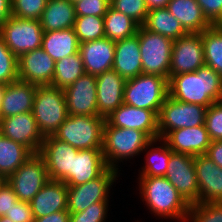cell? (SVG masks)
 Segmentation results:
<instances>
[{"label":"cell","mask_w":222,"mask_h":222,"mask_svg":"<svg viewBox=\"0 0 222 222\" xmlns=\"http://www.w3.org/2000/svg\"><path fill=\"white\" fill-rule=\"evenodd\" d=\"M173 152L191 156L206 154L211 139L205 125L176 129L162 138Z\"/></svg>","instance_id":"21"},{"label":"cell","mask_w":222,"mask_h":222,"mask_svg":"<svg viewBox=\"0 0 222 222\" xmlns=\"http://www.w3.org/2000/svg\"><path fill=\"white\" fill-rule=\"evenodd\" d=\"M74 5L76 16L104 17L110 6V0H80Z\"/></svg>","instance_id":"43"},{"label":"cell","mask_w":222,"mask_h":222,"mask_svg":"<svg viewBox=\"0 0 222 222\" xmlns=\"http://www.w3.org/2000/svg\"><path fill=\"white\" fill-rule=\"evenodd\" d=\"M169 96L178 101L209 107L222 101V76L204 65L197 71L169 75Z\"/></svg>","instance_id":"1"},{"label":"cell","mask_w":222,"mask_h":222,"mask_svg":"<svg viewBox=\"0 0 222 222\" xmlns=\"http://www.w3.org/2000/svg\"><path fill=\"white\" fill-rule=\"evenodd\" d=\"M206 110L203 105L184 103L168 95L158 114V138L176 129L205 125Z\"/></svg>","instance_id":"9"},{"label":"cell","mask_w":222,"mask_h":222,"mask_svg":"<svg viewBox=\"0 0 222 222\" xmlns=\"http://www.w3.org/2000/svg\"><path fill=\"white\" fill-rule=\"evenodd\" d=\"M170 0H145L148 10L167 7Z\"/></svg>","instance_id":"50"},{"label":"cell","mask_w":222,"mask_h":222,"mask_svg":"<svg viewBox=\"0 0 222 222\" xmlns=\"http://www.w3.org/2000/svg\"><path fill=\"white\" fill-rule=\"evenodd\" d=\"M164 177L190 205L199 203V188L194 167V156L172 151Z\"/></svg>","instance_id":"12"},{"label":"cell","mask_w":222,"mask_h":222,"mask_svg":"<svg viewBox=\"0 0 222 222\" xmlns=\"http://www.w3.org/2000/svg\"><path fill=\"white\" fill-rule=\"evenodd\" d=\"M143 26L149 31L158 33L173 41L188 34L182 24L169 13L166 7L149 10Z\"/></svg>","instance_id":"31"},{"label":"cell","mask_w":222,"mask_h":222,"mask_svg":"<svg viewBox=\"0 0 222 222\" xmlns=\"http://www.w3.org/2000/svg\"><path fill=\"white\" fill-rule=\"evenodd\" d=\"M205 126L211 141L222 140V101H217L207 108Z\"/></svg>","instance_id":"42"},{"label":"cell","mask_w":222,"mask_h":222,"mask_svg":"<svg viewBox=\"0 0 222 222\" xmlns=\"http://www.w3.org/2000/svg\"><path fill=\"white\" fill-rule=\"evenodd\" d=\"M211 25H222V0H196Z\"/></svg>","instance_id":"44"},{"label":"cell","mask_w":222,"mask_h":222,"mask_svg":"<svg viewBox=\"0 0 222 222\" xmlns=\"http://www.w3.org/2000/svg\"><path fill=\"white\" fill-rule=\"evenodd\" d=\"M112 69L125 80L142 74V61L137 33L115 42V56Z\"/></svg>","instance_id":"26"},{"label":"cell","mask_w":222,"mask_h":222,"mask_svg":"<svg viewBox=\"0 0 222 222\" xmlns=\"http://www.w3.org/2000/svg\"><path fill=\"white\" fill-rule=\"evenodd\" d=\"M55 62L79 52L73 28L44 32L41 47Z\"/></svg>","instance_id":"30"},{"label":"cell","mask_w":222,"mask_h":222,"mask_svg":"<svg viewBox=\"0 0 222 222\" xmlns=\"http://www.w3.org/2000/svg\"><path fill=\"white\" fill-rule=\"evenodd\" d=\"M0 133L27 147L33 154L39 153L44 141L32 112L21 113L0 120Z\"/></svg>","instance_id":"16"},{"label":"cell","mask_w":222,"mask_h":222,"mask_svg":"<svg viewBox=\"0 0 222 222\" xmlns=\"http://www.w3.org/2000/svg\"><path fill=\"white\" fill-rule=\"evenodd\" d=\"M68 186L57 180H49L30 201L34 218L67 210Z\"/></svg>","instance_id":"24"},{"label":"cell","mask_w":222,"mask_h":222,"mask_svg":"<svg viewBox=\"0 0 222 222\" xmlns=\"http://www.w3.org/2000/svg\"><path fill=\"white\" fill-rule=\"evenodd\" d=\"M151 140L143 131L118 128L105 121L102 152L107 167L121 171L119 164L129 163L133 158L136 159L135 156L138 158Z\"/></svg>","instance_id":"3"},{"label":"cell","mask_w":222,"mask_h":222,"mask_svg":"<svg viewBox=\"0 0 222 222\" xmlns=\"http://www.w3.org/2000/svg\"><path fill=\"white\" fill-rule=\"evenodd\" d=\"M12 16L40 20L47 0H11Z\"/></svg>","instance_id":"40"},{"label":"cell","mask_w":222,"mask_h":222,"mask_svg":"<svg viewBox=\"0 0 222 222\" xmlns=\"http://www.w3.org/2000/svg\"><path fill=\"white\" fill-rule=\"evenodd\" d=\"M85 74L81 54L75 53L55 62L51 86L64 89Z\"/></svg>","instance_id":"33"},{"label":"cell","mask_w":222,"mask_h":222,"mask_svg":"<svg viewBox=\"0 0 222 222\" xmlns=\"http://www.w3.org/2000/svg\"><path fill=\"white\" fill-rule=\"evenodd\" d=\"M199 203H222V168L205 154L194 157Z\"/></svg>","instance_id":"19"},{"label":"cell","mask_w":222,"mask_h":222,"mask_svg":"<svg viewBox=\"0 0 222 222\" xmlns=\"http://www.w3.org/2000/svg\"><path fill=\"white\" fill-rule=\"evenodd\" d=\"M73 4L80 0H70Z\"/></svg>","instance_id":"54"},{"label":"cell","mask_w":222,"mask_h":222,"mask_svg":"<svg viewBox=\"0 0 222 222\" xmlns=\"http://www.w3.org/2000/svg\"><path fill=\"white\" fill-rule=\"evenodd\" d=\"M166 8L188 33H202L211 26L196 0H170Z\"/></svg>","instance_id":"27"},{"label":"cell","mask_w":222,"mask_h":222,"mask_svg":"<svg viewBox=\"0 0 222 222\" xmlns=\"http://www.w3.org/2000/svg\"><path fill=\"white\" fill-rule=\"evenodd\" d=\"M12 16V1L0 0V26Z\"/></svg>","instance_id":"49"},{"label":"cell","mask_w":222,"mask_h":222,"mask_svg":"<svg viewBox=\"0 0 222 222\" xmlns=\"http://www.w3.org/2000/svg\"><path fill=\"white\" fill-rule=\"evenodd\" d=\"M49 180L45 161L38 153L6 179L18 199L25 202H30Z\"/></svg>","instance_id":"11"},{"label":"cell","mask_w":222,"mask_h":222,"mask_svg":"<svg viewBox=\"0 0 222 222\" xmlns=\"http://www.w3.org/2000/svg\"><path fill=\"white\" fill-rule=\"evenodd\" d=\"M109 202H96L89 205L84 211L70 213L69 222H106L108 221Z\"/></svg>","instance_id":"41"},{"label":"cell","mask_w":222,"mask_h":222,"mask_svg":"<svg viewBox=\"0 0 222 222\" xmlns=\"http://www.w3.org/2000/svg\"><path fill=\"white\" fill-rule=\"evenodd\" d=\"M142 61V73L157 75L169 80L173 40L146 29L137 30Z\"/></svg>","instance_id":"7"},{"label":"cell","mask_w":222,"mask_h":222,"mask_svg":"<svg viewBox=\"0 0 222 222\" xmlns=\"http://www.w3.org/2000/svg\"><path fill=\"white\" fill-rule=\"evenodd\" d=\"M7 217L13 222H33L34 217L31 210L30 202L20 201L13 202V207L6 213Z\"/></svg>","instance_id":"45"},{"label":"cell","mask_w":222,"mask_h":222,"mask_svg":"<svg viewBox=\"0 0 222 222\" xmlns=\"http://www.w3.org/2000/svg\"><path fill=\"white\" fill-rule=\"evenodd\" d=\"M205 155L222 168V140L211 141Z\"/></svg>","instance_id":"47"},{"label":"cell","mask_w":222,"mask_h":222,"mask_svg":"<svg viewBox=\"0 0 222 222\" xmlns=\"http://www.w3.org/2000/svg\"><path fill=\"white\" fill-rule=\"evenodd\" d=\"M126 80L114 69L96 76L98 115L107 119L108 116L123 104Z\"/></svg>","instance_id":"20"},{"label":"cell","mask_w":222,"mask_h":222,"mask_svg":"<svg viewBox=\"0 0 222 222\" xmlns=\"http://www.w3.org/2000/svg\"><path fill=\"white\" fill-rule=\"evenodd\" d=\"M5 86H6V84H3L0 82V102H1L4 90H5Z\"/></svg>","instance_id":"51"},{"label":"cell","mask_w":222,"mask_h":222,"mask_svg":"<svg viewBox=\"0 0 222 222\" xmlns=\"http://www.w3.org/2000/svg\"><path fill=\"white\" fill-rule=\"evenodd\" d=\"M105 37L111 41H119L137 33L139 25L127 15L109 6L105 16Z\"/></svg>","instance_id":"34"},{"label":"cell","mask_w":222,"mask_h":222,"mask_svg":"<svg viewBox=\"0 0 222 222\" xmlns=\"http://www.w3.org/2000/svg\"><path fill=\"white\" fill-rule=\"evenodd\" d=\"M107 165L102 149L78 150L73 156L72 177L65 183L67 186H77L99 177Z\"/></svg>","instance_id":"25"},{"label":"cell","mask_w":222,"mask_h":222,"mask_svg":"<svg viewBox=\"0 0 222 222\" xmlns=\"http://www.w3.org/2000/svg\"><path fill=\"white\" fill-rule=\"evenodd\" d=\"M110 6L130 17L139 26L145 23L149 12L145 0H110Z\"/></svg>","instance_id":"39"},{"label":"cell","mask_w":222,"mask_h":222,"mask_svg":"<svg viewBox=\"0 0 222 222\" xmlns=\"http://www.w3.org/2000/svg\"><path fill=\"white\" fill-rule=\"evenodd\" d=\"M55 71V61L38 48L18 58V80L37 86L51 85Z\"/></svg>","instance_id":"17"},{"label":"cell","mask_w":222,"mask_h":222,"mask_svg":"<svg viewBox=\"0 0 222 222\" xmlns=\"http://www.w3.org/2000/svg\"><path fill=\"white\" fill-rule=\"evenodd\" d=\"M18 80V58L0 36V82L10 84Z\"/></svg>","instance_id":"38"},{"label":"cell","mask_w":222,"mask_h":222,"mask_svg":"<svg viewBox=\"0 0 222 222\" xmlns=\"http://www.w3.org/2000/svg\"><path fill=\"white\" fill-rule=\"evenodd\" d=\"M63 92L69 115L99 116L95 75L85 73Z\"/></svg>","instance_id":"15"},{"label":"cell","mask_w":222,"mask_h":222,"mask_svg":"<svg viewBox=\"0 0 222 222\" xmlns=\"http://www.w3.org/2000/svg\"><path fill=\"white\" fill-rule=\"evenodd\" d=\"M4 181H6V179L0 174V185H1Z\"/></svg>","instance_id":"53"},{"label":"cell","mask_w":222,"mask_h":222,"mask_svg":"<svg viewBox=\"0 0 222 222\" xmlns=\"http://www.w3.org/2000/svg\"><path fill=\"white\" fill-rule=\"evenodd\" d=\"M77 153L75 147L49 135L45 136L38 154L45 161L49 178L66 183L72 177L73 156Z\"/></svg>","instance_id":"13"},{"label":"cell","mask_w":222,"mask_h":222,"mask_svg":"<svg viewBox=\"0 0 222 222\" xmlns=\"http://www.w3.org/2000/svg\"><path fill=\"white\" fill-rule=\"evenodd\" d=\"M118 128L136 129L145 132L151 139L158 138V114L155 111L122 104L106 119Z\"/></svg>","instance_id":"18"},{"label":"cell","mask_w":222,"mask_h":222,"mask_svg":"<svg viewBox=\"0 0 222 222\" xmlns=\"http://www.w3.org/2000/svg\"><path fill=\"white\" fill-rule=\"evenodd\" d=\"M18 200L11 185L7 181H4L0 185V217L5 216L13 207V202H17Z\"/></svg>","instance_id":"46"},{"label":"cell","mask_w":222,"mask_h":222,"mask_svg":"<svg viewBox=\"0 0 222 222\" xmlns=\"http://www.w3.org/2000/svg\"><path fill=\"white\" fill-rule=\"evenodd\" d=\"M36 89L37 85L21 80L6 84L0 102V120L32 112Z\"/></svg>","instance_id":"23"},{"label":"cell","mask_w":222,"mask_h":222,"mask_svg":"<svg viewBox=\"0 0 222 222\" xmlns=\"http://www.w3.org/2000/svg\"><path fill=\"white\" fill-rule=\"evenodd\" d=\"M122 173L107 168L99 177L77 186H68L67 210L69 213L84 211L96 202H110L111 188ZM115 183V184H114Z\"/></svg>","instance_id":"8"},{"label":"cell","mask_w":222,"mask_h":222,"mask_svg":"<svg viewBox=\"0 0 222 222\" xmlns=\"http://www.w3.org/2000/svg\"><path fill=\"white\" fill-rule=\"evenodd\" d=\"M0 222H13V221L9 219V217L3 216V217H0Z\"/></svg>","instance_id":"52"},{"label":"cell","mask_w":222,"mask_h":222,"mask_svg":"<svg viewBox=\"0 0 222 222\" xmlns=\"http://www.w3.org/2000/svg\"><path fill=\"white\" fill-rule=\"evenodd\" d=\"M204 65L201 33H188L173 42L170 75L194 72Z\"/></svg>","instance_id":"14"},{"label":"cell","mask_w":222,"mask_h":222,"mask_svg":"<svg viewBox=\"0 0 222 222\" xmlns=\"http://www.w3.org/2000/svg\"><path fill=\"white\" fill-rule=\"evenodd\" d=\"M43 33L40 20L34 19L11 16L0 26V36L17 58L41 48Z\"/></svg>","instance_id":"10"},{"label":"cell","mask_w":222,"mask_h":222,"mask_svg":"<svg viewBox=\"0 0 222 222\" xmlns=\"http://www.w3.org/2000/svg\"><path fill=\"white\" fill-rule=\"evenodd\" d=\"M33 153L24 145L0 133V174L7 179L24 164Z\"/></svg>","instance_id":"32"},{"label":"cell","mask_w":222,"mask_h":222,"mask_svg":"<svg viewBox=\"0 0 222 222\" xmlns=\"http://www.w3.org/2000/svg\"><path fill=\"white\" fill-rule=\"evenodd\" d=\"M32 113L42 135H54L69 116L63 89L37 86Z\"/></svg>","instance_id":"4"},{"label":"cell","mask_w":222,"mask_h":222,"mask_svg":"<svg viewBox=\"0 0 222 222\" xmlns=\"http://www.w3.org/2000/svg\"><path fill=\"white\" fill-rule=\"evenodd\" d=\"M168 95L167 78L142 73L135 78L126 80L123 103L159 114Z\"/></svg>","instance_id":"6"},{"label":"cell","mask_w":222,"mask_h":222,"mask_svg":"<svg viewBox=\"0 0 222 222\" xmlns=\"http://www.w3.org/2000/svg\"><path fill=\"white\" fill-rule=\"evenodd\" d=\"M79 43L105 37L104 17L76 16L73 27Z\"/></svg>","instance_id":"36"},{"label":"cell","mask_w":222,"mask_h":222,"mask_svg":"<svg viewBox=\"0 0 222 222\" xmlns=\"http://www.w3.org/2000/svg\"><path fill=\"white\" fill-rule=\"evenodd\" d=\"M185 222H222V203L191 204Z\"/></svg>","instance_id":"37"},{"label":"cell","mask_w":222,"mask_h":222,"mask_svg":"<svg viewBox=\"0 0 222 222\" xmlns=\"http://www.w3.org/2000/svg\"><path fill=\"white\" fill-rule=\"evenodd\" d=\"M105 121L101 116L69 115L53 136L78 150L102 149Z\"/></svg>","instance_id":"5"},{"label":"cell","mask_w":222,"mask_h":222,"mask_svg":"<svg viewBox=\"0 0 222 222\" xmlns=\"http://www.w3.org/2000/svg\"><path fill=\"white\" fill-rule=\"evenodd\" d=\"M205 65L222 76V25H211L201 33Z\"/></svg>","instance_id":"35"},{"label":"cell","mask_w":222,"mask_h":222,"mask_svg":"<svg viewBox=\"0 0 222 222\" xmlns=\"http://www.w3.org/2000/svg\"><path fill=\"white\" fill-rule=\"evenodd\" d=\"M75 20V5L70 0H47L40 23L49 32L73 28Z\"/></svg>","instance_id":"28"},{"label":"cell","mask_w":222,"mask_h":222,"mask_svg":"<svg viewBox=\"0 0 222 222\" xmlns=\"http://www.w3.org/2000/svg\"><path fill=\"white\" fill-rule=\"evenodd\" d=\"M79 53L86 74L99 75L112 69L115 56V42L103 37L94 41L79 43Z\"/></svg>","instance_id":"22"},{"label":"cell","mask_w":222,"mask_h":222,"mask_svg":"<svg viewBox=\"0 0 222 222\" xmlns=\"http://www.w3.org/2000/svg\"><path fill=\"white\" fill-rule=\"evenodd\" d=\"M137 180L140 200L156 219L186 221L191 205L166 177H138Z\"/></svg>","instance_id":"2"},{"label":"cell","mask_w":222,"mask_h":222,"mask_svg":"<svg viewBox=\"0 0 222 222\" xmlns=\"http://www.w3.org/2000/svg\"><path fill=\"white\" fill-rule=\"evenodd\" d=\"M171 154V149L168 147L167 143L162 138L152 139L143 150V155L145 156L143 157L145 158L143 161L144 165L140 167L141 170H138V176H165Z\"/></svg>","instance_id":"29"},{"label":"cell","mask_w":222,"mask_h":222,"mask_svg":"<svg viewBox=\"0 0 222 222\" xmlns=\"http://www.w3.org/2000/svg\"><path fill=\"white\" fill-rule=\"evenodd\" d=\"M69 219H70L69 211L62 210L40 218H34L33 222H69Z\"/></svg>","instance_id":"48"}]
</instances>
